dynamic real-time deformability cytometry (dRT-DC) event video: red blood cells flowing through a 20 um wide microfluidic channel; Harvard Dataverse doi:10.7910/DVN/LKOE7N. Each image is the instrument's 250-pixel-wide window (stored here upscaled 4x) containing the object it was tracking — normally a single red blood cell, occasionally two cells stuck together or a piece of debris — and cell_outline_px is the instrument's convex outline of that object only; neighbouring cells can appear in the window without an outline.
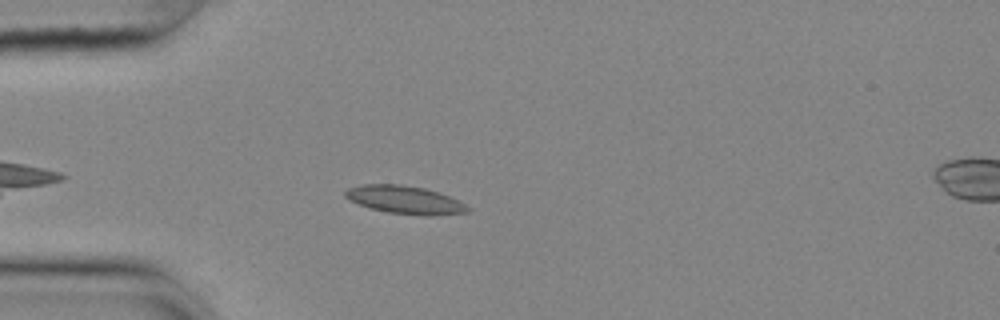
{"species": "common noctule bat (a hibernating species)", "species_latin": "Nyctalus noctula", "temperature_condition": "cold", "stored_images_in_passage": 35, "camera_frame_rate_fps": 3000, "um_per_image_px": 0.085, "animal": {"sex": "female", "body_mass_g": 25.1}, "frame": {"image": 1, "passage_image": 3, "time_ms": 0.667, "image_size_px": [1000, 320], "cell_outline_px": [[472, 208], [468, 212], [432, 216], [424, 216], [388, 212], [368, 208], [344, 196], [344, 192], [348, 188], [360, 184], [400, 184], [424, 188], [460, 200]], "centroid_in_image_um": [34.44, 16.99], "position_along_channel_um": 50.6, "area_um2": 20.06}}
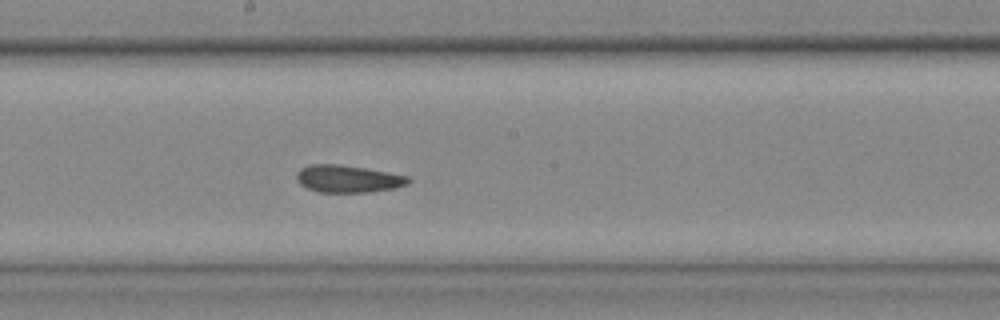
{"frame": {"image": 2, "passage_image": 18, "time_ms": 5.667, "image_size_px": [1000, 320], "cell_outline_px": [[412, 180], [408, 184], [396, 188], [368, 192], [320, 192], [308, 188], [300, 184], [296, 180], [296, 172], [300, 168], [312, 164], [340, 164], [388, 172], [408, 176]], "centroid_in_image_um": [29.58, 15.19], "position_along_channel_um": 218.6, "area_um2": 17.86}}
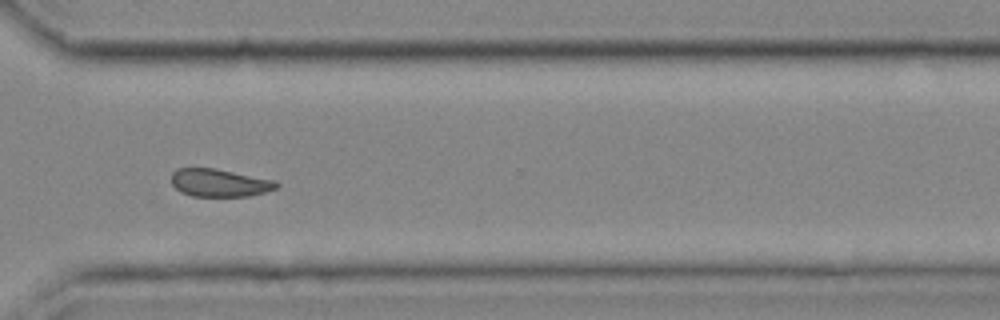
{"frame": {"image": 3, "passage_image": 29, "time_ms": 9.333, "image_size_px": [1000, 320], "cell_outline_px": [[280, 184], [276, 188], [264, 192], [248, 196], [192, 196], [180, 192], [172, 184], [172, 172], [176, 168], [212, 168], [276, 180]], "centroid_in_image_um": [18.64, 15.54], "position_along_channel_um": 352.0, "area_um2": 16.94}, "authors_computed_cell_mechanics": {"area_um2": 17.8602, "velocity_mm_per_s": 3.62, "shape_relaxation_time_tau1_ms": 7.263, "shape_relaxation_time_tau2_ms": 2.0522, "deformation_change_tau1": 0.126, "deformation_change_tau2": 0.0719}}